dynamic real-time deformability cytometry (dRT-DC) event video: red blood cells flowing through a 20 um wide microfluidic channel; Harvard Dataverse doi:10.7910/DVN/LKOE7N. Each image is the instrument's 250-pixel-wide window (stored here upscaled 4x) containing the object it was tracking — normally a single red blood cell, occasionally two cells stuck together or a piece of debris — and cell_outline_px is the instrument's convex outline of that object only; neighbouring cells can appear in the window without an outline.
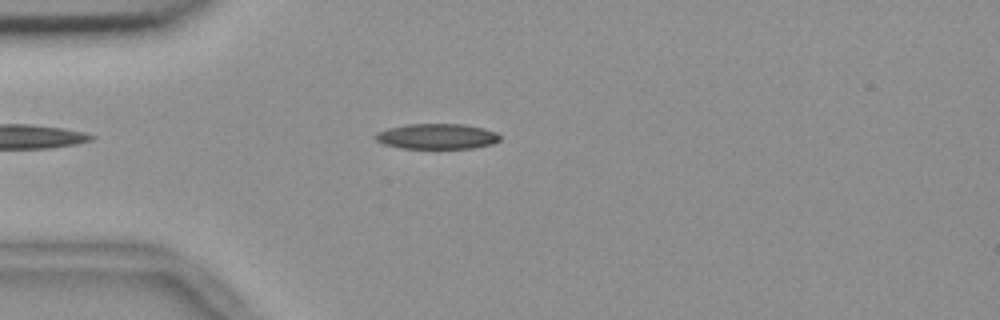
{"species": "common noctule bat (a hibernating species)", "species_latin": "Nyctalus noctula", "temperature_condition": "room temperature", "stored_images_in_passage": 46, "camera_frame_rate_fps": 3000, "um_per_image_px": 0.085, "animal": {"sex": "female", "body_mass_g": 18.4}, "frame": {"image": 1, "passage_image": 6, "time_ms": 1.667, "image_size_px": [1000, 320], "cell_outline_px": [[500, 140], [492, 144], [472, 148], [400, 148], [384, 144], [376, 140], [372, 136], [376, 132], [388, 128], [408, 124], [464, 124], [484, 128], [496, 132], [500, 136]], "centroid_in_image_um": [37.12, 11.59], "position_along_channel_um": 47.9, "area_um2": 18.5}}
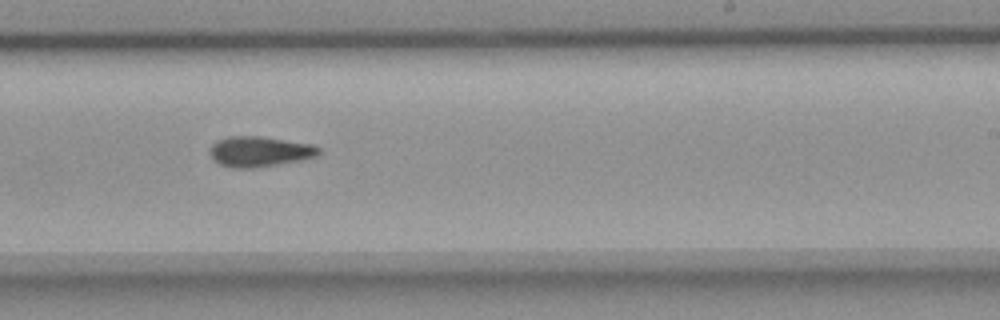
{"frame": {"image": 2, "passage_image": 25, "time_ms": 8.0, "image_size_px": [1000, 320], "cell_outline_px": [[320, 152], [316, 156], [300, 160], [252, 168], [232, 168], [220, 164], [212, 160], [208, 152], [212, 144], [216, 140], [228, 136], [260, 136], [312, 144], [320, 148]], "centroid_in_image_um": [22.0, 12.87], "position_along_channel_um": 267.0, "area_um2": 19.31}}
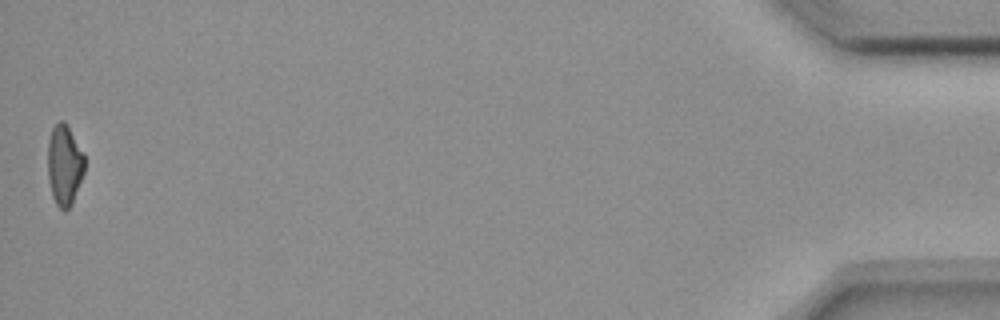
{"frame": {"image": 3, "passage_image": 46, "time_ms": 15.0, "image_size_px": [1000, 320], "cell_outline_px": [[84, 172], [72, 204], [64, 212], [56, 204], [52, 196], [48, 176], [48, 140], [52, 128], [60, 120], [64, 120], [84, 156]], "centroid_in_image_um": [5.46, 14.05], "position_along_channel_um": 429.7, "area_um2": 17.05}, "authors_computed_cell_mechanics": {"area_um2": 18.6983, "velocity_mm_per_s": 3.6811, "shape_relaxation_time_tau1_ms": 8.4085, "shape_relaxation_time_tau2_ms": null, "deformation_change_tau1": 0.2047, "deformation_change_tau2": null}}